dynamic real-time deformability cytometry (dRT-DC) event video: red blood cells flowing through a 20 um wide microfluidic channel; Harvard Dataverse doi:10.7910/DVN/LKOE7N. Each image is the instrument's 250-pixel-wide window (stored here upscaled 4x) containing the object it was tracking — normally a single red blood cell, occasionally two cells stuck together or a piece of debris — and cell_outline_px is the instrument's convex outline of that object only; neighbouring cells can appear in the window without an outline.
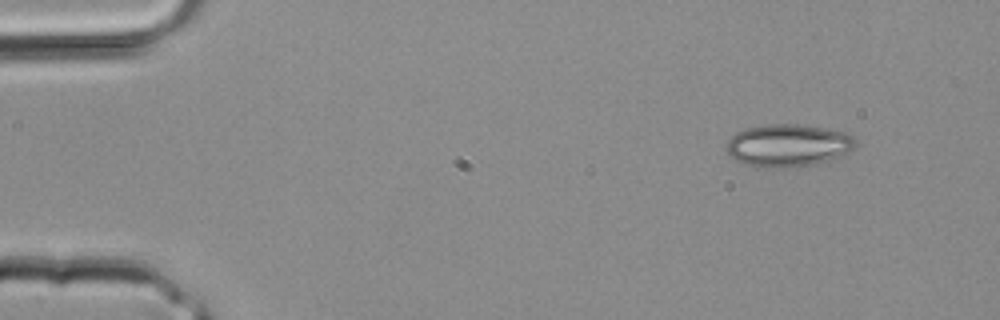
{"species": "common noctule bat (a hibernating species)", "species_latin": "Nyctalus noctula", "temperature_condition": "room temperature", "stored_images_in_passage": 3, "camera_frame_rate_fps": 3000, "um_per_image_px": 0.085, "animal": {"sex": "male", "body_mass_g": 20.4}, "frame": {"image": 1, "passage_image": 1, "time_ms": 0.0, "image_size_px": [1000, 320], "cell_outline_px": [[856, 148], [840, 156], [828, 160], [796, 168], [764, 168], [748, 164], [736, 160], [724, 148], [724, 144], [736, 132], [748, 128], [768, 124], [800, 124], [824, 128], [844, 132], [852, 136], [856, 140]], "centroid_in_image_um": [66.98, 12.36], "position_along_channel_um": 18.0, "area_um2": 32.14}}